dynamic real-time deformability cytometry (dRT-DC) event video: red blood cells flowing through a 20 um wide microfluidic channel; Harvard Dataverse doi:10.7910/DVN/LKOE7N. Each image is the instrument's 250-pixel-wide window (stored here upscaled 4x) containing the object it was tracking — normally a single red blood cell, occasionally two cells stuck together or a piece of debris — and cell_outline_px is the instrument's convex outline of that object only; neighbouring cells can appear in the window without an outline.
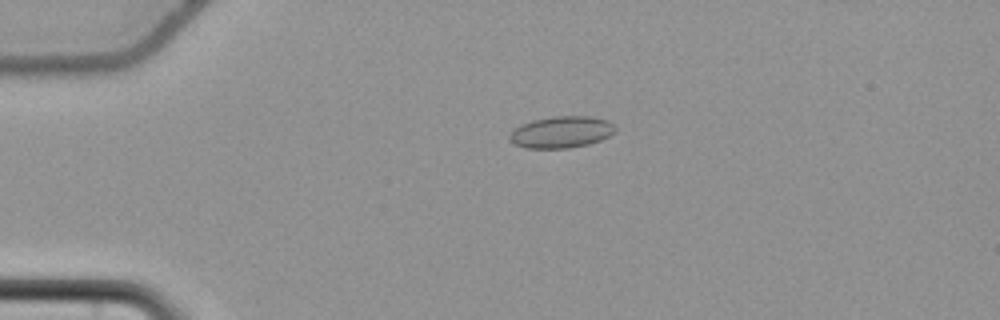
{"species": "common noctule bat (a hibernating species)", "species_latin": "Nyctalus noctula", "temperature_condition": "cold", "stored_images_in_passage": 54, "camera_frame_rate_fps": 3000, "um_per_image_px": 0.085, "animal": {"sex": "female", "body_mass_g": 22.7, "forearm_length_mm": 54.2}, "frame": {"image": 1, "passage_image": 14, "time_ms": 4.333, "image_size_px": [1000, 320], "cell_outline_px": [[616, 132], [600, 140], [588, 144], [568, 148], [528, 148], [516, 144], [508, 140], [508, 136], [520, 124], [532, 120], [552, 116], [592, 116], [608, 120], [616, 128]], "centroid_in_image_um": [47.72, 11.21], "position_along_channel_um": 37.3, "area_um2": 19.54}}
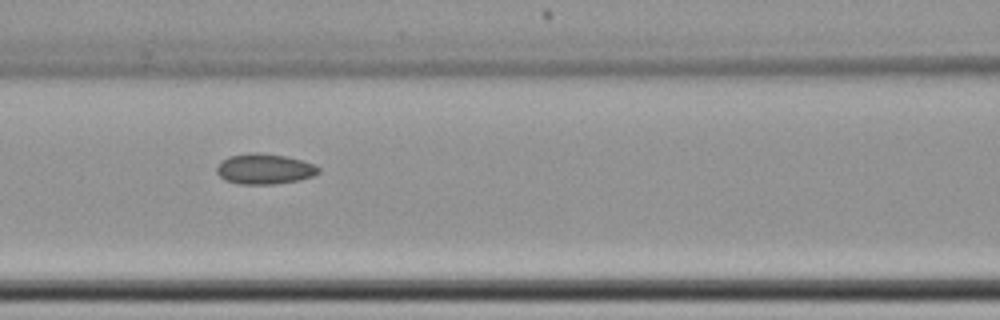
{"frame": {"image": 2, "passage_image": 26, "time_ms": 8.333, "image_size_px": [1000, 320], "cell_outline_px": [[320, 172], [312, 176], [300, 180], [276, 184], [240, 184], [224, 180], [216, 172], [216, 168], [228, 156], [248, 152], [256, 152], [284, 156], [316, 164], [320, 168]], "centroid_in_image_um": [22.49, 14.36], "position_along_channel_um": 144.1, "area_um2": 18.09}}
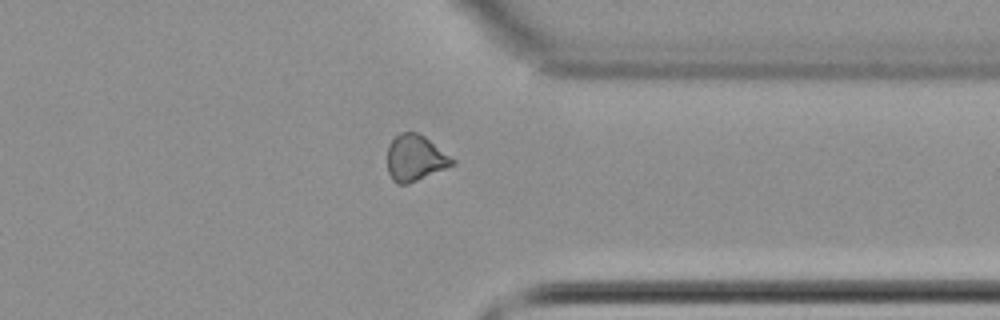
{"frame": {"image": 3, "passage_image": 45, "time_ms": 14.667, "image_size_px": [1000, 320], "cell_outline_px": [[456, 164], [408, 184], [396, 184], [392, 180], [388, 172], [388, 144], [400, 132], [416, 132], [424, 136], [456, 160]], "centroid_in_image_um": [35.29, 13.44], "position_along_channel_um": 376.1, "area_um2": 17.46}}